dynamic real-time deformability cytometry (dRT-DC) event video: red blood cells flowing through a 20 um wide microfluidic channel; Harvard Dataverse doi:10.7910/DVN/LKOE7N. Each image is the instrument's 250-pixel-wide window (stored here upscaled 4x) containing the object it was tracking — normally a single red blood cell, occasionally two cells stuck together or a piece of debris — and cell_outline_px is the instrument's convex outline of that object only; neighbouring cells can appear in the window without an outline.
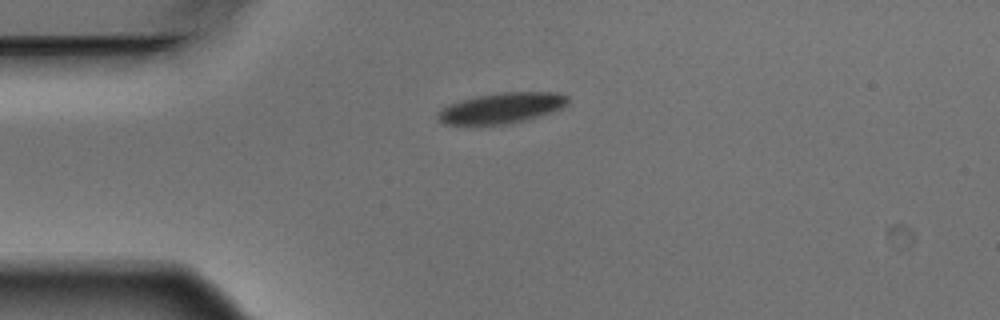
{"species": "Egyptian fruit bat (a non-hibernating species)", "species_latin": "Rousettus aegyptiacus", "temperature_condition": "warm", "stored_images_in_passage": 3, "camera_frame_rate_fps": 3000, "um_per_image_px": 0.085, "animal": {"sex": "male"}, "frame": {"image": 1, "passage_image": 3, "time_ms": 0.667, "image_size_px": [1000, 320], "cell_outline_px": [[568, 104], [560, 108], [524, 120], [504, 124], [444, 124], [436, 116], [444, 108], [452, 104], [476, 96], [500, 92], [556, 92], [568, 96]], "centroid_in_image_um": [42.67, 9.17], "position_along_channel_um": 42.3, "area_um2": 22.48}}